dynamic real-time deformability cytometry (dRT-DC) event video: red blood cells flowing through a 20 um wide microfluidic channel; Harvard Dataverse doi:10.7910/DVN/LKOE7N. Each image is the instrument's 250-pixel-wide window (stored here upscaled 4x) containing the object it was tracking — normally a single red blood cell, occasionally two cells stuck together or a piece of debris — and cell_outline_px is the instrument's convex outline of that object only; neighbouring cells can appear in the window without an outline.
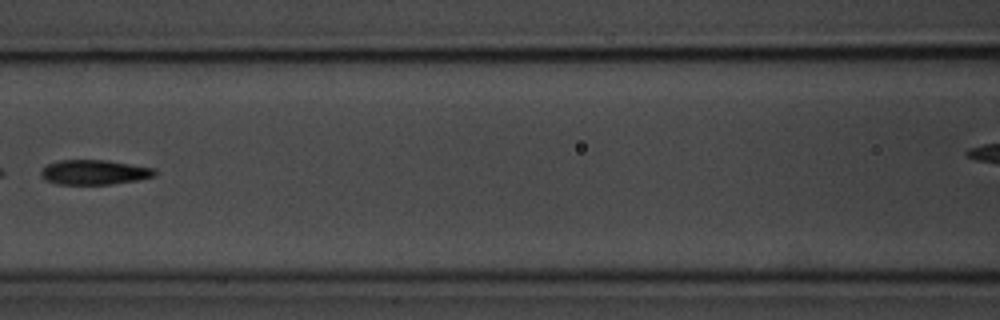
{"species": "common noctule bat (a hibernating species)", "species_latin": "Nyctalus noctula", "temperature_condition": "room temperature", "stored_images_in_passage": 7, "segment_of_instrument_passage": [1, 2], "camera_frame_rate_fps": 3000, "um_per_image_px": 0.085, "animal": {"sex": "male", "body_mass_g": 20.1, "forearm_length_mm": 53.5}, "frame": {"image": 1, "passage_image": 6, "time_ms": 1.667, "image_size_px": [1000, 320], "cell_outline_px": [[156, 176], [136, 180], [112, 184], [56, 184], [44, 180], [40, 176], [40, 172], [48, 164], [60, 160], [108, 160], [152, 168], [156, 172]], "centroid_in_image_um": [7.98, 14.64], "position_along_channel_um": 158.6, "area_um2": 16.36}}